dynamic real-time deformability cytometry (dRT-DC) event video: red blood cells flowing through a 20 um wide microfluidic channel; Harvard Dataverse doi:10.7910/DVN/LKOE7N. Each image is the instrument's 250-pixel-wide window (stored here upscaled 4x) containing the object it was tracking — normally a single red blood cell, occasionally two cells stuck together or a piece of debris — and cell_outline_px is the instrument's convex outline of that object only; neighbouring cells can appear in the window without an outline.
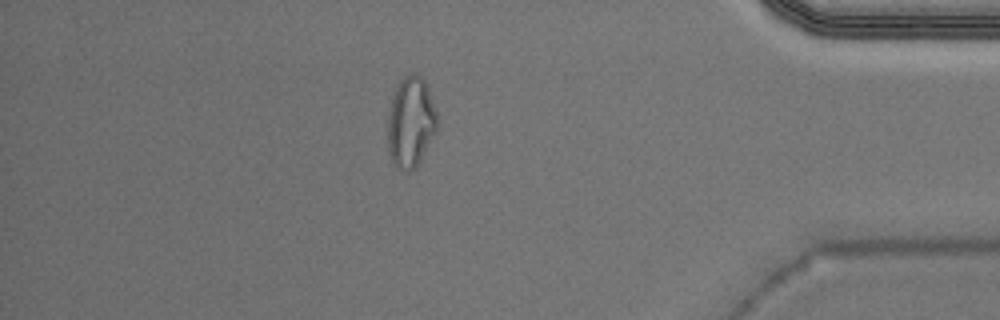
{"species": "Egyptian fruit bat (a non-hibernating species)", "species_latin": "Rousettus aegyptiacus", "temperature_condition": "warm", "stored_images_in_passage": 48, "camera_frame_rate_fps": 3000, "um_per_image_px": 0.085, "animal": {"sex": "male"}, "frame": {"image": 1, "passage_image": 41, "time_ms": 13.333, "image_size_px": [1000, 320], "cell_outline_px": [[440, 120], [436, 132], [416, 168], [408, 172], [404, 172], [396, 168], [388, 152], [388, 116], [392, 96], [396, 84], [404, 76], [412, 72], [416, 72], [424, 80], [428, 88]], "centroid_in_image_um": [34.92, 10.38], "position_along_channel_um": 400.3, "area_um2": 26.7}, "authors_computed_cell_mechanics": {"area_um2": 17.918, "velocity_mm_per_s": 3.9681, "shape_relaxation_time_tau1_ms": null, "shape_relaxation_time_tau2_ms": 1.7858, "deformation_change_tau1": null, "deformation_change_tau2": 0.1094}}